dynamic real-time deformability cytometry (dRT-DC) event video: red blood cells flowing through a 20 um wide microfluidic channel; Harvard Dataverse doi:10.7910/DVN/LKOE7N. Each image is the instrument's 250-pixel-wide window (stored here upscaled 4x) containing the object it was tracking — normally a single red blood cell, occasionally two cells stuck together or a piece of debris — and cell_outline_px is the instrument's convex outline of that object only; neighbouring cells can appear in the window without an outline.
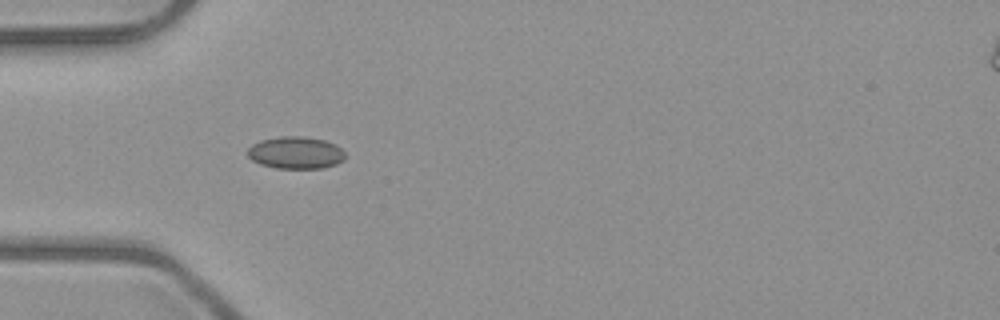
{"species": "common noctule bat (a hibernating species)", "species_latin": "Nyctalus noctula", "temperature_condition": "room temperature", "stored_images_in_passage": 2, "camera_frame_rate_fps": 3000, "um_per_image_px": 0.085, "animal": {"sex": "male", "body_mass_g": 23.1, "forearm_length_mm": 52.7}, "frame": {"image": 1, "passage_image": 1, "time_ms": 0.0, "image_size_px": [1000, 320], "cell_outline_px": [[344, 160], [336, 164], [324, 168], [276, 168], [260, 164], [252, 160], [248, 156], [248, 148], [252, 144], [260, 140], [280, 136], [304, 136], [324, 140], [336, 144], [344, 152]], "centroid_in_image_um": [25.13, 12.97], "position_along_channel_um": 59.9, "area_um2": 18.38}}
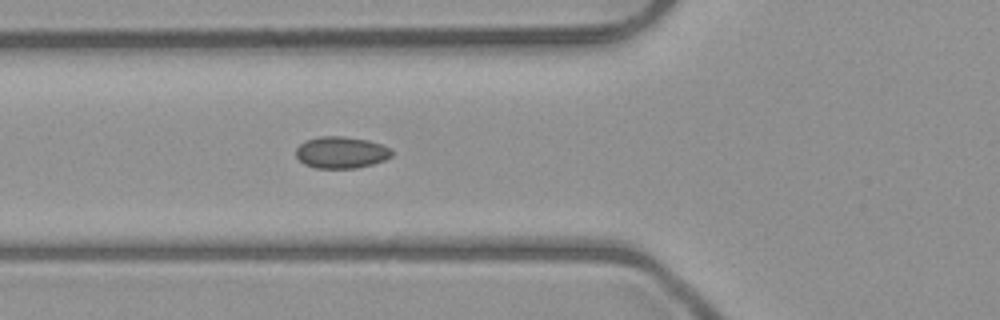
{"frame": {"image": 2, "passage_image": 2, "time_ms": 1.0, "image_size_px": [1000, 320], "cell_outline_px": [[392, 156], [384, 160], [372, 164], [356, 168], [316, 168], [304, 164], [296, 156], [296, 148], [304, 140], [320, 136], [344, 136], [368, 140], [384, 144], [392, 148]], "centroid_in_image_um": [29.02, 12.94], "position_along_channel_um": 96.8, "area_um2": 17.92}}